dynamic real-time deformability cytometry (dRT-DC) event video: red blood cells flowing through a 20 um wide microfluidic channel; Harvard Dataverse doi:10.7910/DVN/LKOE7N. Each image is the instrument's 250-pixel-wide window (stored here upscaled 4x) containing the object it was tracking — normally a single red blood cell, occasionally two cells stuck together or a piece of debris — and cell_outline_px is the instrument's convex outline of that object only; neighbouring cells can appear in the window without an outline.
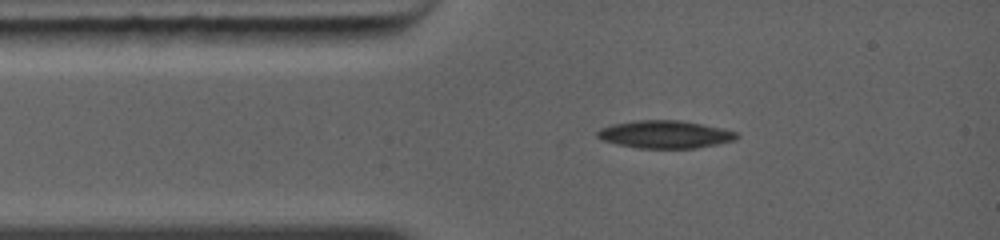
{"species": "common noctule bat (a hibernating species)", "species_latin": "Nyctalus noctula", "temperature_condition": "warm", "stored_images_in_passage": 2, "camera_frame_rate_fps": 5000, "um_per_image_px": 0.085, "animal": {"sex": "female", "body_mass_g": 19.0, "forearm_length_mm": 56.7}, "frame": {"image": 1, "passage_image": 1, "time_ms": 0.0, "image_size_px": [1000, 240], "cell_outline_px": [[740, 136], [736, 140], [696, 148], [640, 148], [616, 144], [600, 140], [596, 136], [596, 132], [600, 128], [612, 124], [636, 120], [680, 120], [724, 128], [736, 132]], "centroid_in_image_um": [56.51, 11.42], "position_along_channel_um": 28.5, "area_um2": 22.66}}
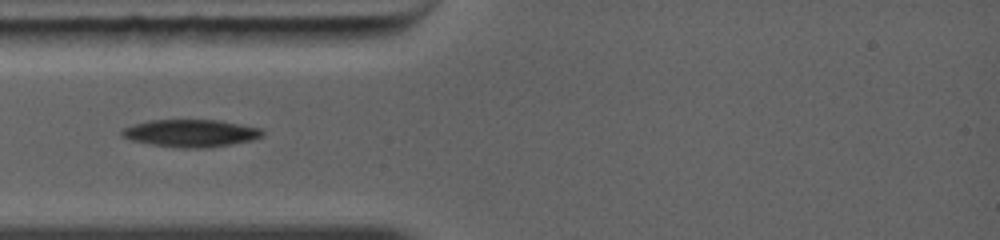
{"frame": {"image": 2, "passage_image": 2, "time_ms": 1.2, "image_size_px": [1000, 240], "cell_outline_px": [[264, 136], [252, 140], [208, 148], [180, 148], [152, 144], [132, 140], [120, 136], [120, 132], [124, 128], [148, 120], [220, 120], [260, 128], [264, 132]], "centroid_in_image_um": [16.23, 11.32], "position_along_channel_um": 68.8, "area_um2": 22.43}}